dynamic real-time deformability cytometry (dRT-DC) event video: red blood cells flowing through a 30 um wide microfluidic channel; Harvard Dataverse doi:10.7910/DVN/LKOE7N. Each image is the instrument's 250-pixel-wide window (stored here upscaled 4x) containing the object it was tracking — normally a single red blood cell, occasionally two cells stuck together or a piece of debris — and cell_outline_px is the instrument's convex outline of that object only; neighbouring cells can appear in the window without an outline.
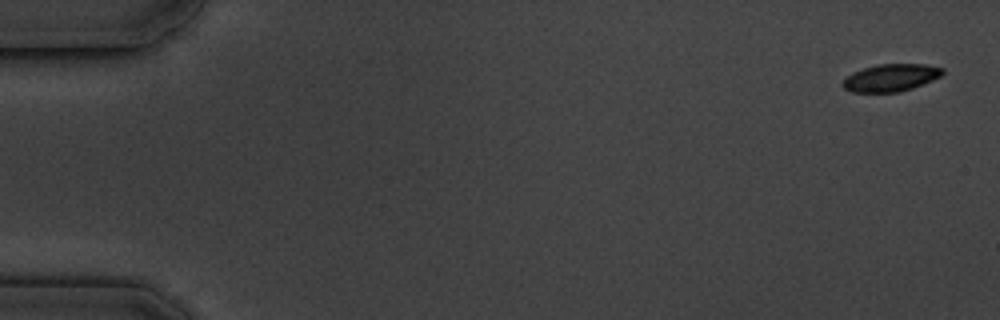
{"species": "common noctule bat (a hibernating species)", "species_latin": "Nyctalus noctula", "temperature_condition": "cold", "stored_images_in_passage": 5, "camera_frame_rate_fps": 3000, "um_per_image_px": 0.085, "animal": {"sex": "male", "body_mass_g": 19.5, "forearm_length_mm": 54.6}, "frame": {"image": 1, "passage_image": 1, "time_ms": 0.0, "image_size_px": [1000, 320], "cell_outline_px": [[944, 72], [940, 76], [932, 80], [912, 88], [900, 92], [852, 92], [844, 88], [840, 84], [852, 72], [876, 64], [924, 64], [944, 68]], "centroid_in_image_um": [75.71, 6.6], "position_along_channel_um": 9.3, "area_um2": 15.9}}
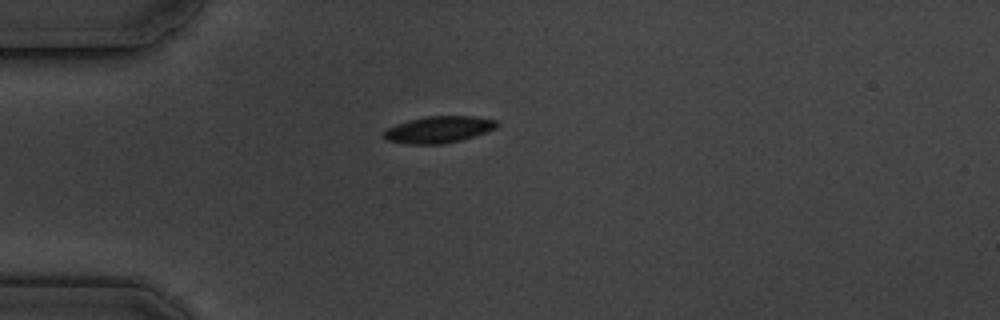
{"frame": {"image": 2, "passage_image": 5, "time_ms": 4.667, "image_size_px": [1000, 320], "cell_outline_px": [[500, 124], [496, 128], [488, 132], [460, 140], [440, 144], [408, 144], [384, 140], [380, 136], [388, 128], [396, 124], [408, 120], [428, 116], [472, 116], [496, 120]], "centroid_in_image_um": [37.27, 11.01], "position_along_channel_um": 47.7, "area_um2": 17.69}}